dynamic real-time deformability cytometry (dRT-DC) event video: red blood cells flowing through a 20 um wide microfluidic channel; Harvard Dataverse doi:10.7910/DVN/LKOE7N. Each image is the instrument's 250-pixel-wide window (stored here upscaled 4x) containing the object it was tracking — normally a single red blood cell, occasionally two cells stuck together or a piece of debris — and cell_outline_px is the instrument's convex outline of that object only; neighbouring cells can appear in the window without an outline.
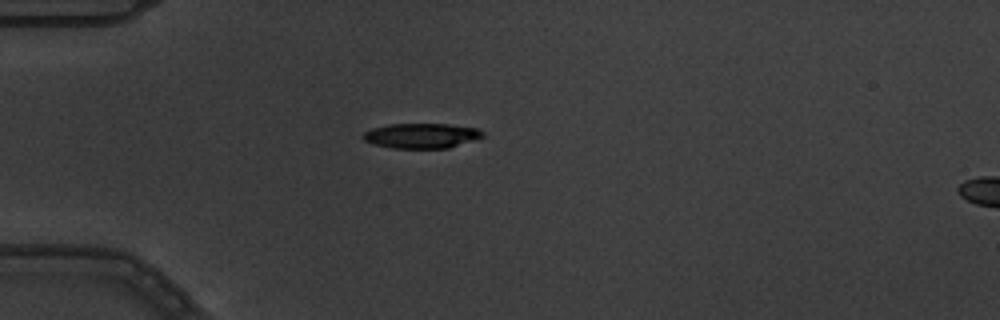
{"species": "common noctule bat (a hibernating species)", "species_latin": "Nyctalus noctula", "temperature_condition": "warm", "stored_images_in_passage": 2, "camera_frame_rate_fps": 3000, "um_per_image_px": 0.085, "animal": {"sex": "male", "body_mass_g": 19.5, "forearm_length_mm": 54.6}, "frame": {"image": 1, "passage_image": 1, "time_ms": 0.0, "image_size_px": [1000, 320], "cell_outline_px": [[484, 136], [448, 148], [392, 148], [376, 144], [364, 140], [360, 136], [364, 132], [372, 128], [388, 124], [448, 124], [476, 128], [484, 132]], "centroid_in_image_um": [35.79, 11.53], "position_along_channel_um": 49.2, "area_um2": 17.28}}